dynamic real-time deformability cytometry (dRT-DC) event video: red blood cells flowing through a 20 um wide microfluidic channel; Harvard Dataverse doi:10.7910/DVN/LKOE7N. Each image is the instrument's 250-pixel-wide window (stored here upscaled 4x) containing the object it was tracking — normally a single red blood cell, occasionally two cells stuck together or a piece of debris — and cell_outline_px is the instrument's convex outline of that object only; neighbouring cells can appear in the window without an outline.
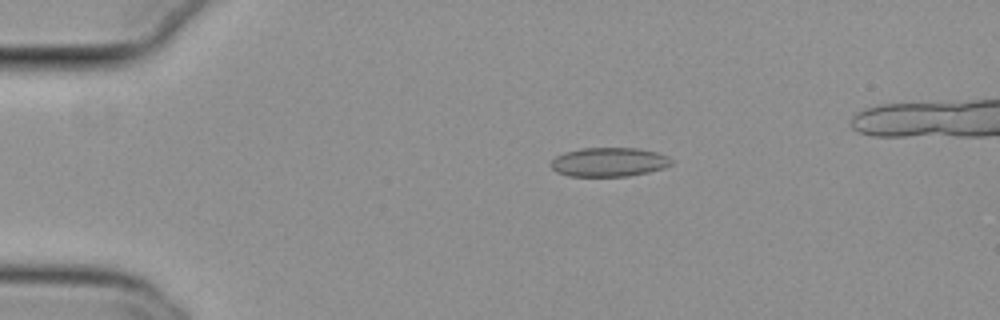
{"species": "common noctule bat (a hibernating species)", "species_latin": "Nyctalus noctula", "temperature_condition": "cold", "stored_images_in_passage": 45, "camera_frame_rate_fps": 3000, "um_per_image_px": 0.085, "animal": {"sex": "female", "body_mass_g": 29.2, "forearm_length_mm": 56.3}, "frame": {"image": 1, "passage_image": 4, "time_ms": 1.0, "image_size_px": [1000, 320], "cell_outline_px": [[672, 164], [664, 168], [648, 172], [628, 176], [568, 176], [556, 172], [548, 164], [556, 156], [564, 152], [580, 148], [636, 148], [656, 152], [668, 156], [672, 160]], "centroid_in_image_um": [51.73, 13.77], "position_along_channel_um": 33.3, "area_um2": 20.52}}
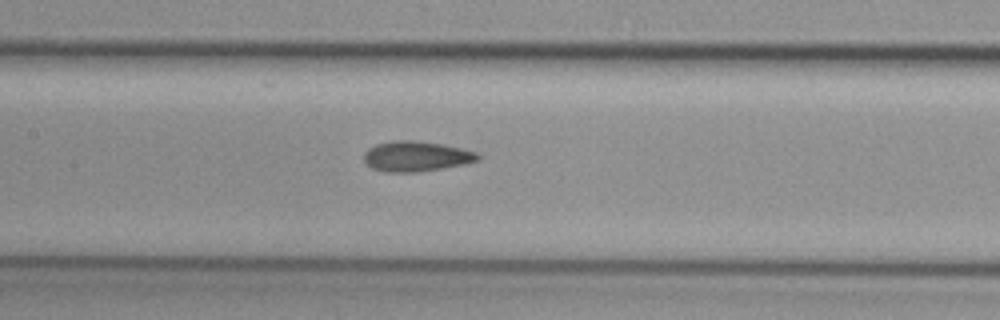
{"frame": {"image": 2, "passage_image": 19, "time_ms": 6.0, "image_size_px": [1000, 320], "cell_outline_px": [[480, 160], [464, 164], [416, 172], [384, 172], [372, 168], [364, 160], [364, 152], [368, 148], [376, 144], [392, 140], [412, 140], [444, 144], [476, 152], [480, 156]], "centroid_in_image_um": [35.36, 13.28], "position_along_channel_um": 172.0, "area_um2": 20.06}}
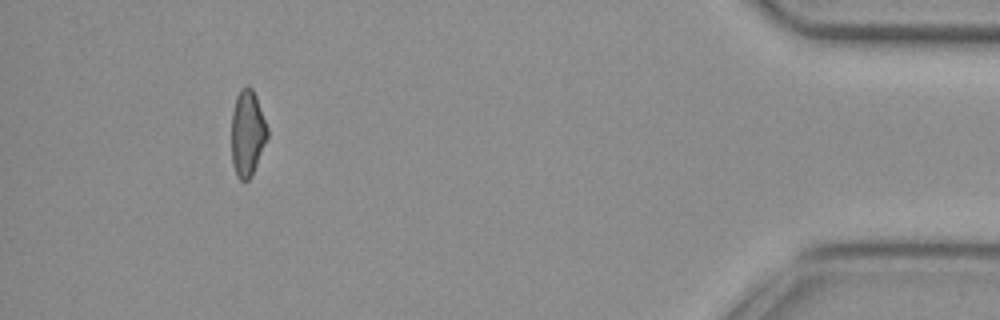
{"frame": {"image": 3, "passage_image": 43, "time_ms": 14.0, "image_size_px": [1000, 320], "cell_outline_px": [[268, 136], [252, 176], [248, 180], [240, 180], [236, 176], [232, 164], [232, 112], [236, 96], [240, 88], [244, 84], [248, 84], [252, 88], [256, 96], [268, 128]], "centroid_in_image_um": [21.02, 11.3], "position_along_channel_um": 414.2, "area_um2": 18.21}, "authors_computed_cell_mechanics": {"area_um2": 19.363, "velocity_mm_per_s": 3.8232, "shape_relaxation_time_tau1_ms": null, "shape_relaxation_time_tau2_ms": 4.3044, "deformation_change_tau1": null, "deformation_change_tau2": 0.104}}